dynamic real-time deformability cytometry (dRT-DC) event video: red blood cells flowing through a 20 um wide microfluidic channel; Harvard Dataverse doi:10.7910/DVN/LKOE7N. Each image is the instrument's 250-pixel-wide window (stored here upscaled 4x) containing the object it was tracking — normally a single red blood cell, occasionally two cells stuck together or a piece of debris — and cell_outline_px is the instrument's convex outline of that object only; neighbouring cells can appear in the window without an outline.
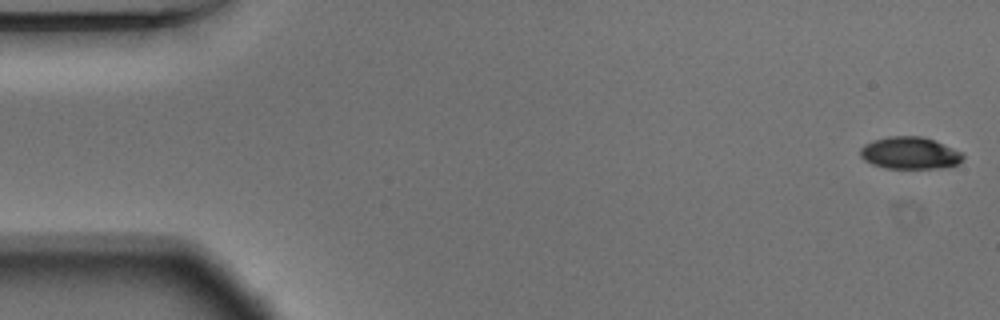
{"species": "Egyptian fruit bat (a non-hibernating species)", "species_latin": "Rousettus aegyptiacus", "temperature_condition": "warm", "stored_images_in_passage": 54, "camera_frame_rate_fps": 3000, "um_per_image_px": 0.085, "animal": {"sex": "male"}, "frame": {"image": 1, "passage_image": 1, "time_ms": 0.0, "image_size_px": [1000, 320], "cell_outline_px": [[964, 156], [956, 164], [948, 168], [884, 168], [872, 164], [864, 160], [860, 156], [860, 148], [864, 144], [872, 140], [888, 136], [924, 136], [964, 152]], "centroid_in_image_um": [77.33, 13.0], "position_along_channel_um": 7.7, "area_um2": 19.48}}
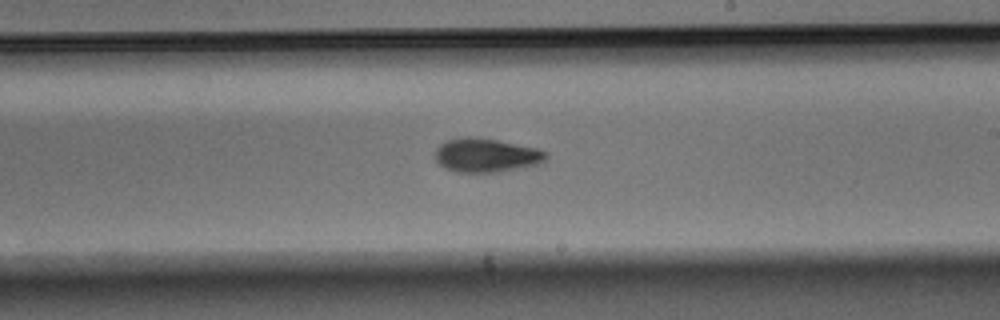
{"frame": {"image": 2, "passage_image": 31, "time_ms": 10.0, "image_size_px": [1000, 320], "cell_outline_px": [[548, 156], [544, 160], [536, 164], [520, 168], [500, 172], [456, 172], [444, 168], [436, 160], [436, 148], [440, 144], [448, 140], [464, 136], [472, 136], [496, 140], [536, 148], [548, 152]], "centroid_in_image_um": [41.31, 13.2], "position_along_channel_um": 247.7, "area_um2": 21.79}}
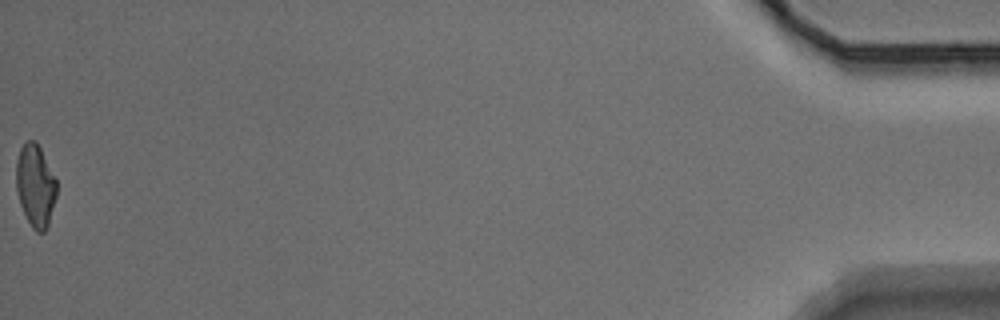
{"frame": {"image": 3, "passage_image": 54, "time_ms": 17.667, "image_size_px": [1000, 320], "cell_outline_px": [[56, 196], [48, 228], [44, 232], [36, 232], [32, 228], [20, 204], [16, 188], [16, 160], [20, 148], [28, 140], [36, 140], [56, 180]], "centroid_in_image_um": [3.0, 15.79], "position_along_channel_um": 432.2, "area_um2": 19.36}, "authors_computed_cell_mechanics": {"area_um2": 20.5479, "velocity_mm_per_s": 3.7451, "shape_relaxation_time_tau1_ms": 3.6194, "shape_relaxation_time_tau2_ms": 4.6699, "deformation_change_tau1": 0.1407, "deformation_change_tau2": 0.1112}}